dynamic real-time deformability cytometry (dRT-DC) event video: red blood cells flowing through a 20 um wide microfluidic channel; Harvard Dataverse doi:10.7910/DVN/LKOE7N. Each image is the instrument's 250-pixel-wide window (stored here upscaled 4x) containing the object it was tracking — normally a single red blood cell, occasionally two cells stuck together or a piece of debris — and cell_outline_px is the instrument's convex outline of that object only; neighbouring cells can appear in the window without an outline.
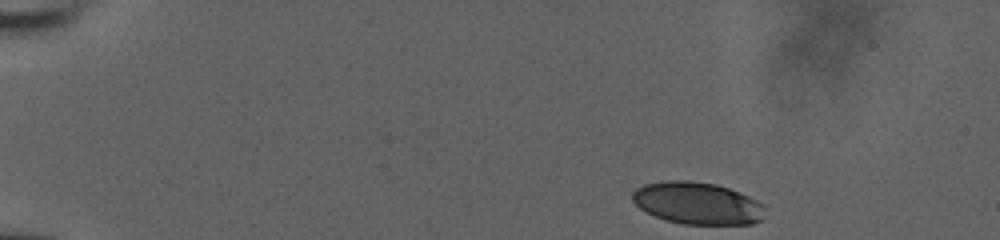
{"species": "human", "species_latin": "Homo sapiens", "temperature_condition": "room temperature", "stored_images_in_passage": 48, "camera_frame_rate_fps": 3000, "um_per_image_px": 0.085, "donor": {"sex": "male"}, "frame": {"image": 1, "passage_image": 1, "time_ms": 0.0, "image_size_px": [1000, 240], "cell_outline_px": [[764, 220], [752, 224], [684, 224], [668, 220], [656, 216], [640, 208], [632, 200], [632, 192], [636, 188], [644, 184], [668, 180], [688, 180], [716, 184], [728, 188], [748, 196], [764, 204]], "centroid_in_image_um": [59.3, 17.27], "position_along_channel_um": 25.7, "area_um2": 32.54}}
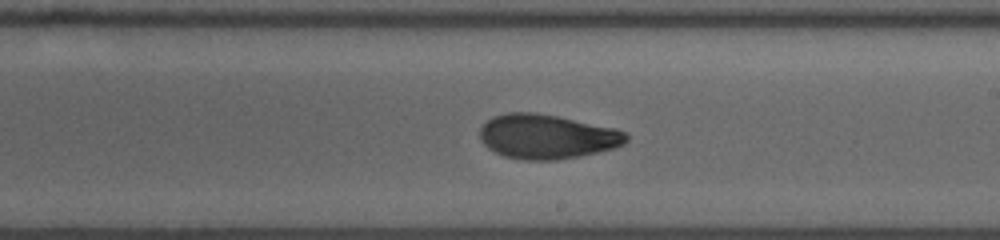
{"frame": {"image": 2, "passage_image": 27, "time_ms": 8.667, "image_size_px": [1000, 240], "cell_outline_px": [[628, 140], [624, 144], [612, 148], [580, 156], [556, 160], [524, 160], [504, 156], [488, 148], [480, 140], [480, 128], [492, 116], [508, 112], [536, 112], [616, 128], [624, 132], [628, 136]], "centroid_in_image_um": [46.47, 11.6], "position_along_channel_um": 242.5, "area_um2": 37.86}}
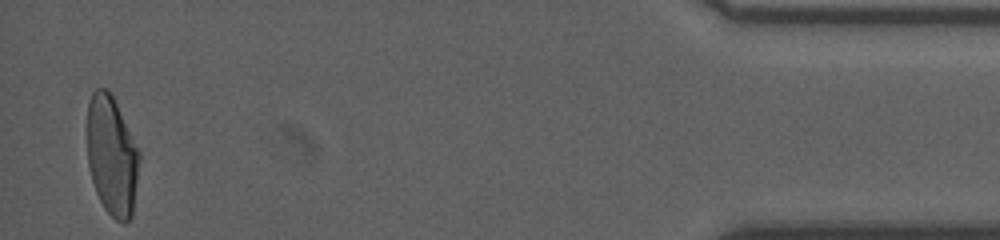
{"frame": {"image": 3, "passage_image": 47, "time_ms": 15.333, "image_size_px": [1000, 240], "cell_outline_px": [[140, 156], [132, 216], [124, 224], [116, 220], [104, 208], [96, 192], [92, 180], [88, 164], [88, 104], [92, 92], [96, 88], [108, 88], [140, 152]], "centroid_in_image_um": [9.51, 13.25], "position_along_channel_um": 425.7, "area_um2": 35.95}, "authors_computed_cell_mechanics": {"area_um2": 36.9342, "velocity_mm_per_s": 3.8605, "shape_relaxation_time_tau1_ms": 8.0524, "shape_relaxation_time_tau2_ms": 2.2686, "deformation_change_tau1": 0.2377, "deformation_change_tau2": 0.0802}}